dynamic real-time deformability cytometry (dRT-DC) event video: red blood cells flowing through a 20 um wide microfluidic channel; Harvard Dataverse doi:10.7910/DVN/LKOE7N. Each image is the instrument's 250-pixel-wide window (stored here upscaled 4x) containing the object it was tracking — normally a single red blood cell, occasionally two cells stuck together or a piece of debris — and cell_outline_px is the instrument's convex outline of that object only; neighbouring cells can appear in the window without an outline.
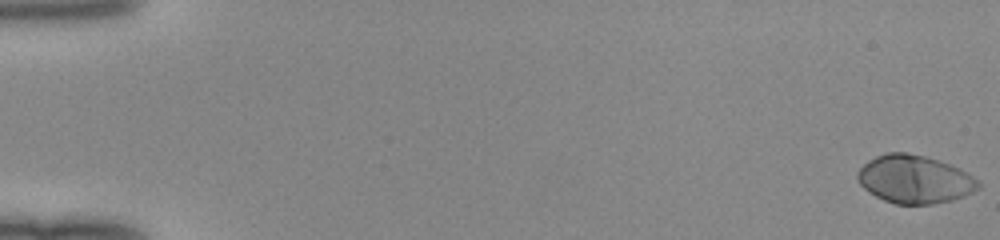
{"species": "human", "species_latin": "Homo sapiens", "temperature_condition": "room temperature", "stored_images_in_passage": 50, "camera_frame_rate_fps": 3000, "um_per_image_px": 0.085, "donor": {"sex": "female"}, "frame": {"image": 1, "passage_image": 1, "time_ms": 0.0, "image_size_px": [1000, 240], "cell_outline_px": [[980, 188], [964, 196], [952, 200], [932, 204], [896, 204], [884, 200], [868, 192], [860, 184], [856, 176], [856, 172], [868, 160], [876, 156], [888, 152], [908, 152], [924, 156], [960, 168], [968, 172], [980, 180]], "centroid_in_image_um": [77.75, 15.24], "position_along_channel_um": 7.3, "area_um2": 33.99}}
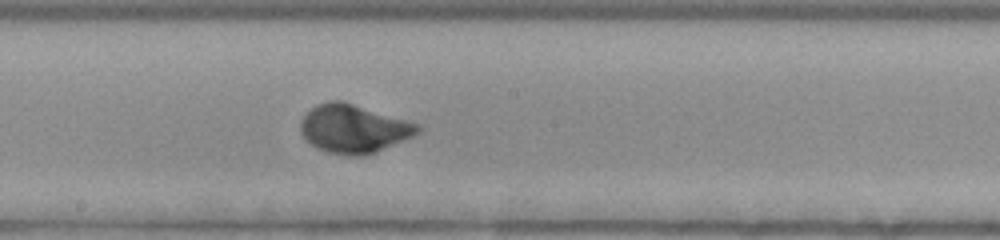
{"frame": {"image": 2, "passage_image": 29, "time_ms": 9.333, "image_size_px": [1000, 240], "cell_outline_px": [[424, 128], [420, 132], [412, 136], [376, 152], [364, 156], [348, 156], [328, 152], [316, 148], [300, 132], [300, 120], [316, 104], [328, 100], [340, 100], [420, 124]], "centroid_in_image_um": [30.06, 10.94], "position_along_channel_um": 218.1, "area_um2": 32.95}}
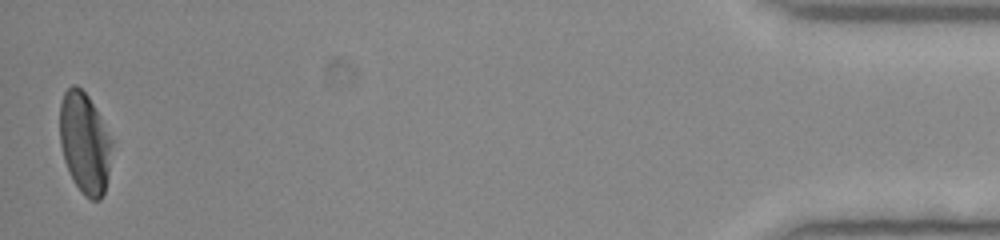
{"frame": {"image": 3, "passage_image": 50, "time_ms": 16.333, "image_size_px": [1000, 240], "cell_outline_px": [[112, 144], [108, 172], [104, 192], [100, 200], [92, 200], [84, 196], [80, 192], [72, 180], [64, 160], [60, 144], [60, 104], [64, 92], [72, 84], [76, 84], [88, 96], [100, 116], [112, 140]], "centroid_in_image_um": [7.18, 12.16], "position_along_channel_um": 428.0, "area_um2": 30.63}}